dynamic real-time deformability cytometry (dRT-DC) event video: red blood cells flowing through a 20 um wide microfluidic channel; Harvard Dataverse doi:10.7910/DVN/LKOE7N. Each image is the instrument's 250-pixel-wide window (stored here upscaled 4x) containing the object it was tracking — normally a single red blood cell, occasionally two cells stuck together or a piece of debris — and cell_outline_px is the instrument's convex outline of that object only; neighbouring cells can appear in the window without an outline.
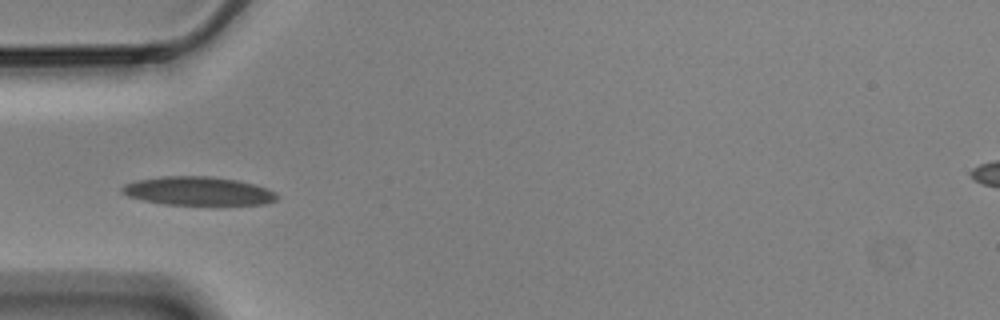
{"species": "Egyptian fruit bat (a non-hibernating species)", "species_latin": "Rousettus aegyptiacus", "temperature_condition": "cold", "stored_images_in_passage": 36, "camera_frame_rate_fps": 3000, "um_per_image_px": 0.085, "animal": {"sex": "male"}, "frame": {"image": 1, "passage_image": 1, "time_ms": 0.0, "image_size_px": [1000, 320], "cell_outline_px": [[280, 196], [276, 200], [264, 204], [164, 204], [144, 200], [128, 196], [120, 192], [120, 188], [124, 184], [136, 180], [160, 176], [212, 176], [240, 180], [276, 192]], "centroid_in_image_um": [16.81, 16.22], "position_along_channel_um": 68.2, "area_um2": 25.78}}
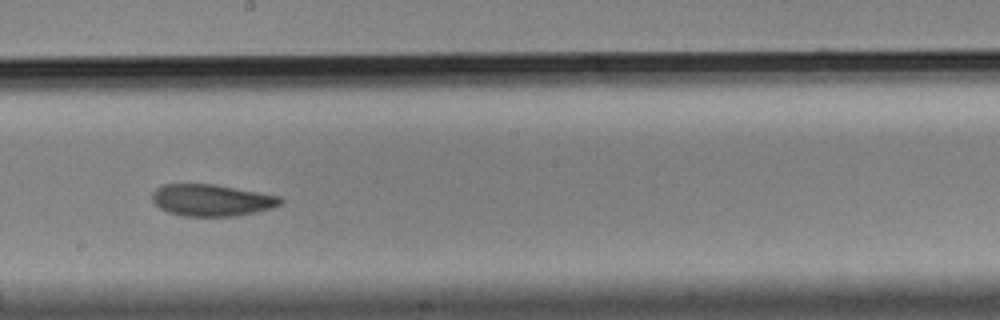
{"frame": {"image": 2, "passage_image": 15, "time_ms": 4.667, "image_size_px": [1000, 320], "cell_outline_px": [[284, 204], [272, 208], [256, 212], [236, 216], [184, 216], [168, 212], [160, 208], [152, 200], [152, 192], [156, 188], [164, 184], [216, 184], [260, 192], [280, 196], [284, 200]], "centroid_in_image_um": [18.03, 17.01], "position_along_channel_um": 230.2, "area_um2": 23.99}}
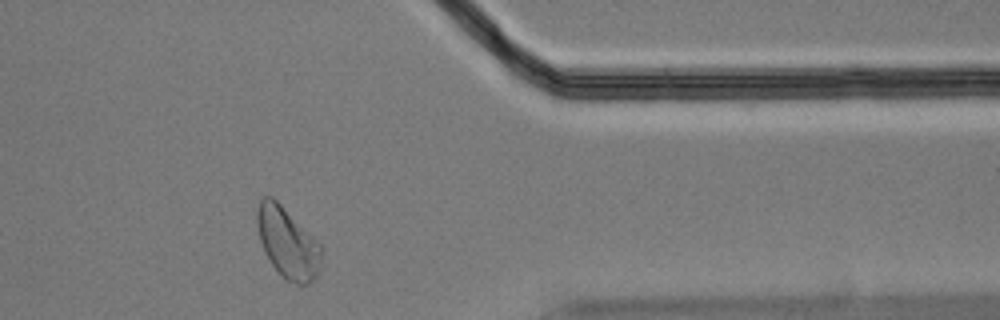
{"frame": {"image": 3, "passage_image": 30, "time_ms": 9.667, "image_size_px": [1000, 320], "cell_outline_px": [[324, 248], [320, 268], [316, 276], [308, 284], [296, 284], [288, 280], [272, 264], [260, 240], [256, 224], [256, 208], [260, 200], [264, 196], [272, 196]], "centroid_in_image_um": [24.45, 20.62], "position_along_channel_um": 386.9, "area_um2": 26.07}, "authors_computed_cell_mechanics": {"area_um2": 24.7673, "velocity_mm_per_s": 3.4626, "shape_relaxation_time_tau1_ms": 5.4548, "shape_relaxation_time_tau2_ms": 4.1324, "deformation_change_tau1": 0.1372, "deformation_change_tau2": 0.0835}}